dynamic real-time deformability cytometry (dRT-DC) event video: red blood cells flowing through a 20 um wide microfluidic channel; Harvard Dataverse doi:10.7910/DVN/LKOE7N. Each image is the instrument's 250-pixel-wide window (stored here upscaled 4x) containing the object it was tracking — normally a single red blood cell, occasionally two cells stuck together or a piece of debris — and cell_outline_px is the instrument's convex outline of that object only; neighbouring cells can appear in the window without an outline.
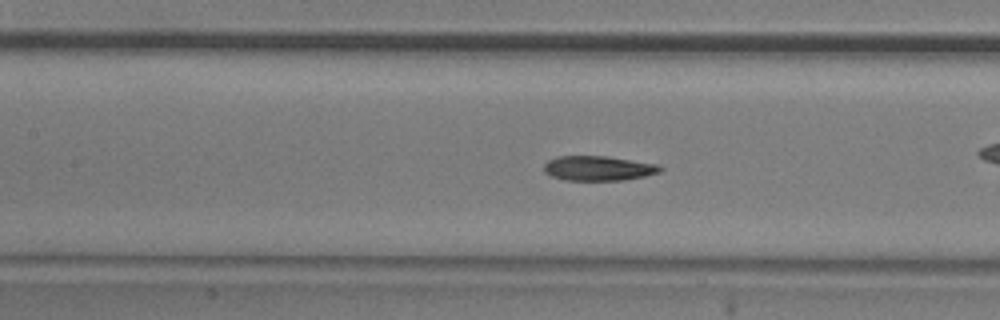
{"species": "common noctule bat (a hibernating species)", "species_latin": "Nyctalus noctula", "temperature_condition": "room temperature", "stored_images_in_passage": 55, "camera_frame_rate_fps": 3000, "um_per_image_px": 0.085, "animal": {"sex": "male", "body_mass_g": 20.5, "forearm_length_mm": 52.5}, "frame": {"image": 1, "passage_image": 24, "time_ms": 7.667, "image_size_px": [1000, 320], "cell_outline_px": [[664, 168], [660, 172], [644, 176], [624, 180], [564, 180], [552, 176], [544, 172], [544, 164], [548, 160], [556, 156], [604, 156], [660, 164]], "centroid_in_image_um": [50.87, 14.3], "position_along_channel_um": 156.5, "area_um2": 16.82}, "authors_computed_cell_mechanics": {"area_um2": 17.34, "velocity_mm_per_s": 3.7119, "shape_relaxation_time_tau1_ms": 5.2238, "shape_relaxation_time_tau2_ms": 2.2333, "deformation_change_tau1": 0.1594, "deformation_change_tau2": 0.0879}}